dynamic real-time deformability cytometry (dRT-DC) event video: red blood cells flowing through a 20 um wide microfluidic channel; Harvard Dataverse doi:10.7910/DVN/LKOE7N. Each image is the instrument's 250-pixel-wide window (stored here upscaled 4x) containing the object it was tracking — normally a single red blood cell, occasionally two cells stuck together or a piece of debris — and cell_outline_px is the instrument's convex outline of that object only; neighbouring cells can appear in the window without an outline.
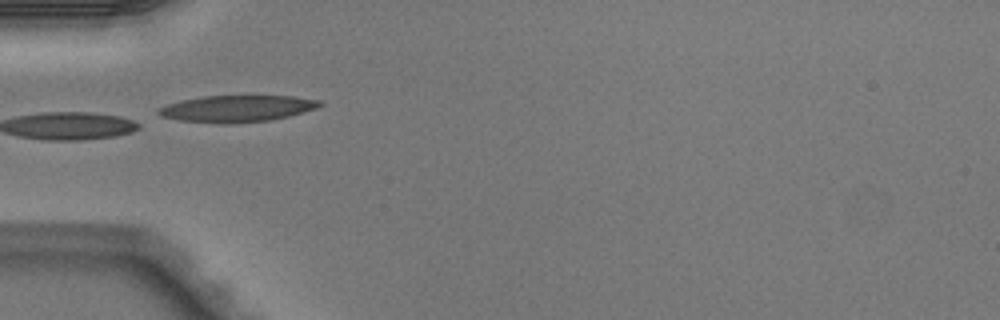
{"species": "Egyptian fruit bat (a non-hibernating species)", "species_latin": "Rousettus aegyptiacus", "temperature_condition": "warm", "stored_images_in_passage": 1, "camera_frame_rate_fps": 3000, "um_per_image_px": 0.085, "animal": {"sex": "male"}, "frame": {"image": 1, "passage_image": 1, "time_ms": 0.0, "image_size_px": [1000, 320], "cell_outline_px": [[324, 104], [316, 108], [304, 112], [272, 120], [224, 124], [180, 120], [160, 116], [156, 112], [156, 108], [180, 100], [204, 96], [292, 96], [320, 100]], "centroid_in_image_um": [20.12, 9.23], "position_along_channel_um": 64.9, "area_um2": 25.09}}